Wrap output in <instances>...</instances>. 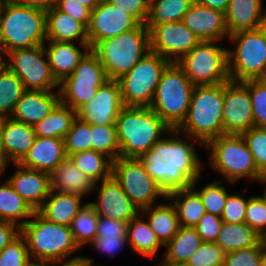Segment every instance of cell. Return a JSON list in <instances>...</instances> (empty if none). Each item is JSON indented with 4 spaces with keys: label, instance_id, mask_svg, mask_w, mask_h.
Returning <instances> with one entry per match:
<instances>
[{
    "label": "cell",
    "instance_id": "6da1fadb",
    "mask_svg": "<svg viewBox=\"0 0 266 266\" xmlns=\"http://www.w3.org/2000/svg\"><path fill=\"white\" fill-rule=\"evenodd\" d=\"M170 134L175 137L164 136L139 157L148 174L166 194L191 187L203 169L194 143L190 142L199 141L186 135L181 138L182 134L177 129H172Z\"/></svg>",
    "mask_w": 266,
    "mask_h": 266
},
{
    "label": "cell",
    "instance_id": "7a4b0ae2",
    "mask_svg": "<svg viewBox=\"0 0 266 266\" xmlns=\"http://www.w3.org/2000/svg\"><path fill=\"white\" fill-rule=\"evenodd\" d=\"M45 41L46 10L15 0H0V60L8 52Z\"/></svg>",
    "mask_w": 266,
    "mask_h": 266
},
{
    "label": "cell",
    "instance_id": "3957f363",
    "mask_svg": "<svg viewBox=\"0 0 266 266\" xmlns=\"http://www.w3.org/2000/svg\"><path fill=\"white\" fill-rule=\"evenodd\" d=\"M115 124L120 157L125 158L142 157L172 130L150 107L124 106Z\"/></svg>",
    "mask_w": 266,
    "mask_h": 266
},
{
    "label": "cell",
    "instance_id": "277c9868",
    "mask_svg": "<svg viewBox=\"0 0 266 266\" xmlns=\"http://www.w3.org/2000/svg\"><path fill=\"white\" fill-rule=\"evenodd\" d=\"M224 83L194 86L185 120L177 130L204 146L223 135Z\"/></svg>",
    "mask_w": 266,
    "mask_h": 266
},
{
    "label": "cell",
    "instance_id": "5b68a950",
    "mask_svg": "<svg viewBox=\"0 0 266 266\" xmlns=\"http://www.w3.org/2000/svg\"><path fill=\"white\" fill-rule=\"evenodd\" d=\"M30 258L51 263L68 259L79 250L70 226L48 221L37 211L21 228Z\"/></svg>",
    "mask_w": 266,
    "mask_h": 266
},
{
    "label": "cell",
    "instance_id": "8992f818",
    "mask_svg": "<svg viewBox=\"0 0 266 266\" xmlns=\"http://www.w3.org/2000/svg\"><path fill=\"white\" fill-rule=\"evenodd\" d=\"M92 51L99 57L109 80L128 73L149 51L150 32L144 24L100 41Z\"/></svg>",
    "mask_w": 266,
    "mask_h": 266
},
{
    "label": "cell",
    "instance_id": "52a82bcc",
    "mask_svg": "<svg viewBox=\"0 0 266 266\" xmlns=\"http://www.w3.org/2000/svg\"><path fill=\"white\" fill-rule=\"evenodd\" d=\"M194 85L183 69L171 62L163 71L149 106L171 128L177 129L185 120Z\"/></svg>",
    "mask_w": 266,
    "mask_h": 266
},
{
    "label": "cell",
    "instance_id": "ba28073f",
    "mask_svg": "<svg viewBox=\"0 0 266 266\" xmlns=\"http://www.w3.org/2000/svg\"><path fill=\"white\" fill-rule=\"evenodd\" d=\"M204 149L210 151L209 165L230 184L241 178L258 181L262 177L242 135H220L210 140Z\"/></svg>",
    "mask_w": 266,
    "mask_h": 266
},
{
    "label": "cell",
    "instance_id": "9c48e42d",
    "mask_svg": "<svg viewBox=\"0 0 266 266\" xmlns=\"http://www.w3.org/2000/svg\"><path fill=\"white\" fill-rule=\"evenodd\" d=\"M234 48L228 49L230 81L266 79V25L229 35Z\"/></svg>",
    "mask_w": 266,
    "mask_h": 266
},
{
    "label": "cell",
    "instance_id": "30bf717a",
    "mask_svg": "<svg viewBox=\"0 0 266 266\" xmlns=\"http://www.w3.org/2000/svg\"><path fill=\"white\" fill-rule=\"evenodd\" d=\"M171 62L149 51L128 73L117 81L124 106L149 107L161 75Z\"/></svg>",
    "mask_w": 266,
    "mask_h": 266
},
{
    "label": "cell",
    "instance_id": "8fae6325",
    "mask_svg": "<svg viewBox=\"0 0 266 266\" xmlns=\"http://www.w3.org/2000/svg\"><path fill=\"white\" fill-rule=\"evenodd\" d=\"M177 64L194 86L218 85L230 80L228 49L216 41H201Z\"/></svg>",
    "mask_w": 266,
    "mask_h": 266
},
{
    "label": "cell",
    "instance_id": "7c38bea8",
    "mask_svg": "<svg viewBox=\"0 0 266 266\" xmlns=\"http://www.w3.org/2000/svg\"><path fill=\"white\" fill-rule=\"evenodd\" d=\"M108 80L99 57L90 50L74 71L59 83L61 103L77 112Z\"/></svg>",
    "mask_w": 266,
    "mask_h": 266
},
{
    "label": "cell",
    "instance_id": "4fadbf2b",
    "mask_svg": "<svg viewBox=\"0 0 266 266\" xmlns=\"http://www.w3.org/2000/svg\"><path fill=\"white\" fill-rule=\"evenodd\" d=\"M112 176L140 211L156 205L158 197L167 200V194L148 174L139 158L119 157L112 161Z\"/></svg>",
    "mask_w": 266,
    "mask_h": 266
},
{
    "label": "cell",
    "instance_id": "5bb4252c",
    "mask_svg": "<svg viewBox=\"0 0 266 266\" xmlns=\"http://www.w3.org/2000/svg\"><path fill=\"white\" fill-rule=\"evenodd\" d=\"M7 57V58H5ZM44 45L8 52L0 62L17 75L26 90L52 91L59 87L53 76Z\"/></svg>",
    "mask_w": 266,
    "mask_h": 266
},
{
    "label": "cell",
    "instance_id": "9a60e30c",
    "mask_svg": "<svg viewBox=\"0 0 266 266\" xmlns=\"http://www.w3.org/2000/svg\"><path fill=\"white\" fill-rule=\"evenodd\" d=\"M149 32L150 51L173 63H177L201 42L182 21L157 24Z\"/></svg>",
    "mask_w": 266,
    "mask_h": 266
},
{
    "label": "cell",
    "instance_id": "2e32d148",
    "mask_svg": "<svg viewBox=\"0 0 266 266\" xmlns=\"http://www.w3.org/2000/svg\"><path fill=\"white\" fill-rule=\"evenodd\" d=\"M254 127L248 81L224 83L223 135H241Z\"/></svg>",
    "mask_w": 266,
    "mask_h": 266
},
{
    "label": "cell",
    "instance_id": "e0dca14e",
    "mask_svg": "<svg viewBox=\"0 0 266 266\" xmlns=\"http://www.w3.org/2000/svg\"><path fill=\"white\" fill-rule=\"evenodd\" d=\"M139 23L117 5L107 0H100L91 11L90 23L87 28L91 50L102 40L114 38L123 32L135 29Z\"/></svg>",
    "mask_w": 266,
    "mask_h": 266
},
{
    "label": "cell",
    "instance_id": "ac0fdd59",
    "mask_svg": "<svg viewBox=\"0 0 266 266\" xmlns=\"http://www.w3.org/2000/svg\"><path fill=\"white\" fill-rule=\"evenodd\" d=\"M124 107L120 85L108 80L98 88L96 95L77 111V117L90 125H116V119Z\"/></svg>",
    "mask_w": 266,
    "mask_h": 266
},
{
    "label": "cell",
    "instance_id": "d6986e66",
    "mask_svg": "<svg viewBox=\"0 0 266 266\" xmlns=\"http://www.w3.org/2000/svg\"><path fill=\"white\" fill-rule=\"evenodd\" d=\"M94 189L98 190L96 202H89L99 217H107L113 220L130 222L135 218L140 210L133 204L123 191L120 183L111 175L94 184Z\"/></svg>",
    "mask_w": 266,
    "mask_h": 266
},
{
    "label": "cell",
    "instance_id": "ffe728a7",
    "mask_svg": "<svg viewBox=\"0 0 266 266\" xmlns=\"http://www.w3.org/2000/svg\"><path fill=\"white\" fill-rule=\"evenodd\" d=\"M182 22L200 41L220 42L229 37L225 13L193 3Z\"/></svg>",
    "mask_w": 266,
    "mask_h": 266
},
{
    "label": "cell",
    "instance_id": "44dd1931",
    "mask_svg": "<svg viewBox=\"0 0 266 266\" xmlns=\"http://www.w3.org/2000/svg\"><path fill=\"white\" fill-rule=\"evenodd\" d=\"M36 139L33 126L15 121L10 117L0 118V149L9 162L19 163Z\"/></svg>",
    "mask_w": 266,
    "mask_h": 266
},
{
    "label": "cell",
    "instance_id": "7402d4cb",
    "mask_svg": "<svg viewBox=\"0 0 266 266\" xmlns=\"http://www.w3.org/2000/svg\"><path fill=\"white\" fill-rule=\"evenodd\" d=\"M61 102L59 89L57 92L26 90L17 101L11 119L35 126L47 117Z\"/></svg>",
    "mask_w": 266,
    "mask_h": 266
},
{
    "label": "cell",
    "instance_id": "603a6c76",
    "mask_svg": "<svg viewBox=\"0 0 266 266\" xmlns=\"http://www.w3.org/2000/svg\"><path fill=\"white\" fill-rule=\"evenodd\" d=\"M17 170L7 180L22 199L37 211L51 192L49 173L22 167L14 163Z\"/></svg>",
    "mask_w": 266,
    "mask_h": 266
},
{
    "label": "cell",
    "instance_id": "cb8c5ba5",
    "mask_svg": "<svg viewBox=\"0 0 266 266\" xmlns=\"http://www.w3.org/2000/svg\"><path fill=\"white\" fill-rule=\"evenodd\" d=\"M66 158L63 138L36 137L34 144L19 164L28 169L50 173Z\"/></svg>",
    "mask_w": 266,
    "mask_h": 266
},
{
    "label": "cell",
    "instance_id": "d4e9b609",
    "mask_svg": "<svg viewBox=\"0 0 266 266\" xmlns=\"http://www.w3.org/2000/svg\"><path fill=\"white\" fill-rule=\"evenodd\" d=\"M262 0H229L225 21L229 35L266 25Z\"/></svg>",
    "mask_w": 266,
    "mask_h": 266
},
{
    "label": "cell",
    "instance_id": "484cf974",
    "mask_svg": "<svg viewBox=\"0 0 266 266\" xmlns=\"http://www.w3.org/2000/svg\"><path fill=\"white\" fill-rule=\"evenodd\" d=\"M43 45L51 72L59 83L74 71L91 50L89 45L78 48L74 42L48 41V48H45V43Z\"/></svg>",
    "mask_w": 266,
    "mask_h": 266
},
{
    "label": "cell",
    "instance_id": "4316f807",
    "mask_svg": "<svg viewBox=\"0 0 266 266\" xmlns=\"http://www.w3.org/2000/svg\"><path fill=\"white\" fill-rule=\"evenodd\" d=\"M46 40L89 45L87 28L55 6L46 10Z\"/></svg>",
    "mask_w": 266,
    "mask_h": 266
},
{
    "label": "cell",
    "instance_id": "83f0119b",
    "mask_svg": "<svg viewBox=\"0 0 266 266\" xmlns=\"http://www.w3.org/2000/svg\"><path fill=\"white\" fill-rule=\"evenodd\" d=\"M51 191L76 194L81 197L94 190V183L67 157L49 173Z\"/></svg>",
    "mask_w": 266,
    "mask_h": 266
},
{
    "label": "cell",
    "instance_id": "f1b7e54d",
    "mask_svg": "<svg viewBox=\"0 0 266 266\" xmlns=\"http://www.w3.org/2000/svg\"><path fill=\"white\" fill-rule=\"evenodd\" d=\"M81 202L79 195L51 191L37 212L48 221L70 226L83 207Z\"/></svg>",
    "mask_w": 266,
    "mask_h": 266
},
{
    "label": "cell",
    "instance_id": "f546056e",
    "mask_svg": "<svg viewBox=\"0 0 266 266\" xmlns=\"http://www.w3.org/2000/svg\"><path fill=\"white\" fill-rule=\"evenodd\" d=\"M199 178L186 189H178L167 194V200L171 201L177 211L179 225L194 228L200 219L206 214L202 199L195 191ZM197 183V184H196Z\"/></svg>",
    "mask_w": 266,
    "mask_h": 266
},
{
    "label": "cell",
    "instance_id": "4dcf8cb0",
    "mask_svg": "<svg viewBox=\"0 0 266 266\" xmlns=\"http://www.w3.org/2000/svg\"><path fill=\"white\" fill-rule=\"evenodd\" d=\"M127 229L128 222L99 217L96 238L89 244L98 253L114 256L128 244Z\"/></svg>",
    "mask_w": 266,
    "mask_h": 266
},
{
    "label": "cell",
    "instance_id": "1f68e13d",
    "mask_svg": "<svg viewBox=\"0 0 266 266\" xmlns=\"http://www.w3.org/2000/svg\"><path fill=\"white\" fill-rule=\"evenodd\" d=\"M195 228L180 226L178 232L164 246L163 261L157 266H180L186 264L189 257L202 244Z\"/></svg>",
    "mask_w": 266,
    "mask_h": 266
},
{
    "label": "cell",
    "instance_id": "d6a6232c",
    "mask_svg": "<svg viewBox=\"0 0 266 266\" xmlns=\"http://www.w3.org/2000/svg\"><path fill=\"white\" fill-rule=\"evenodd\" d=\"M167 204L153 205L140 211L143 217H148L147 221L151 229L164 246L173 238L180 227L174 205L171 202Z\"/></svg>",
    "mask_w": 266,
    "mask_h": 266
},
{
    "label": "cell",
    "instance_id": "836d02e7",
    "mask_svg": "<svg viewBox=\"0 0 266 266\" xmlns=\"http://www.w3.org/2000/svg\"><path fill=\"white\" fill-rule=\"evenodd\" d=\"M143 219V215L139 213L128 223V244L134 253L153 259L158 254L159 247H164V245L159 241L148 221Z\"/></svg>",
    "mask_w": 266,
    "mask_h": 266
},
{
    "label": "cell",
    "instance_id": "e575fe53",
    "mask_svg": "<svg viewBox=\"0 0 266 266\" xmlns=\"http://www.w3.org/2000/svg\"><path fill=\"white\" fill-rule=\"evenodd\" d=\"M260 234L246 223L230 224L223 222L216 244L225 252L258 246Z\"/></svg>",
    "mask_w": 266,
    "mask_h": 266
},
{
    "label": "cell",
    "instance_id": "d590c367",
    "mask_svg": "<svg viewBox=\"0 0 266 266\" xmlns=\"http://www.w3.org/2000/svg\"><path fill=\"white\" fill-rule=\"evenodd\" d=\"M1 184V183H0ZM35 210L13 190L6 179L0 185V220L15 223L20 228L31 218ZM20 220V221H18Z\"/></svg>",
    "mask_w": 266,
    "mask_h": 266
},
{
    "label": "cell",
    "instance_id": "8d00e7d4",
    "mask_svg": "<svg viewBox=\"0 0 266 266\" xmlns=\"http://www.w3.org/2000/svg\"><path fill=\"white\" fill-rule=\"evenodd\" d=\"M76 117L75 110L60 102L47 117L34 126L36 137L64 139Z\"/></svg>",
    "mask_w": 266,
    "mask_h": 266
},
{
    "label": "cell",
    "instance_id": "74e56055",
    "mask_svg": "<svg viewBox=\"0 0 266 266\" xmlns=\"http://www.w3.org/2000/svg\"><path fill=\"white\" fill-rule=\"evenodd\" d=\"M69 158L94 184L112 175V160L101 152L86 150L70 155Z\"/></svg>",
    "mask_w": 266,
    "mask_h": 266
},
{
    "label": "cell",
    "instance_id": "f35d334b",
    "mask_svg": "<svg viewBox=\"0 0 266 266\" xmlns=\"http://www.w3.org/2000/svg\"><path fill=\"white\" fill-rule=\"evenodd\" d=\"M194 0H150V11L145 26L150 31L155 25L182 21Z\"/></svg>",
    "mask_w": 266,
    "mask_h": 266
},
{
    "label": "cell",
    "instance_id": "ab89813d",
    "mask_svg": "<svg viewBox=\"0 0 266 266\" xmlns=\"http://www.w3.org/2000/svg\"><path fill=\"white\" fill-rule=\"evenodd\" d=\"M25 91L17 75L0 62V118L11 116Z\"/></svg>",
    "mask_w": 266,
    "mask_h": 266
},
{
    "label": "cell",
    "instance_id": "60d3db41",
    "mask_svg": "<svg viewBox=\"0 0 266 266\" xmlns=\"http://www.w3.org/2000/svg\"><path fill=\"white\" fill-rule=\"evenodd\" d=\"M98 218L93 206L85 203L73 219L70 229L80 249L96 238Z\"/></svg>",
    "mask_w": 266,
    "mask_h": 266
},
{
    "label": "cell",
    "instance_id": "b9f144b4",
    "mask_svg": "<svg viewBox=\"0 0 266 266\" xmlns=\"http://www.w3.org/2000/svg\"><path fill=\"white\" fill-rule=\"evenodd\" d=\"M91 150L105 154L112 161L120 157L116 125H91Z\"/></svg>",
    "mask_w": 266,
    "mask_h": 266
},
{
    "label": "cell",
    "instance_id": "7bdbcfd3",
    "mask_svg": "<svg viewBox=\"0 0 266 266\" xmlns=\"http://www.w3.org/2000/svg\"><path fill=\"white\" fill-rule=\"evenodd\" d=\"M64 145L67 157L78 152L91 150V125L76 117L64 137Z\"/></svg>",
    "mask_w": 266,
    "mask_h": 266
},
{
    "label": "cell",
    "instance_id": "ee69618b",
    "mask_svg": "<svg viewBox=\"0 0 266 266\" xmlns=\"http://www.w3.org/2000/svg\"><path fill=\"white\" fill-rule=\"evenodd\" d=\"M223 181L209 182L202 189L195 190L201 197L206 213L221 217L227 197L230 193L221 185Z\"/></svg>",
    "mask_w": 266,
    "mask_h": 266
},
{
    "label": "cell",
    "instance_id": "f6af8a7d",
    "mask_svg": "<svg viewBox=\"0 0 266 266\" xmlns=\"http://www.w3.org/2000/svg\"><path fill=\"white\" fill-rule=\"evenodd\" d=\"M241 135L253 155L258 172L266 176V128L254 126Z\"/></svg>",
    "mask_w": 266,
    "mask_h": 266
},
{
    "label": "cell",
    "instance_id": "bcb514c9",
    "mask_svg": "<svg viewBox=\"0 0 266 266\" xmlns=\"http://www.w3.org/2000/svg\"><path fill=\"white\" fill-rule=\"evenodd\" d=\"M254 126L266 128V79L248 80Z\"/></svg>",
    "mask_w": 266,
    "mask_h": 266
},
{
    "label": "cell",
    "instance_id": "7dc6e473",
    "mask_svg": "<svg viewBox=\"0 0 266 266\" xmlns=\"http://www.w3.org/2000/svg\"><path fill=\"white\" fill-rule=\"evenodd\" d=\"M225 252L216 244L202 242L198 249L189 257L187 266H223Z\"/></svg>",
    "mask_w": 266,
    "mask_h": 266
},
{
    "label": "cell",
    "instance_id": "c3c4849f",
    "mask_svg": "<svg viewBox=\"0 0 266 266\" xmlns=\"http://www.w3.org/2000/svg\"><path fill=\"white\" fill-rule=\"evenodd\" d=\"M29 259L27 242L21 233L0 252V266H24Z\"/></svg>",
    "mask_w": 266,
    "mask_h": 266
},
{
    "label": "cell",
    "instance_id": "681fc988",
    "mask_svg": "<svg viewBox=\"0 0 266 266\" xmlns=\"http://www.w3.org/2000/svg\"><path fill=\"white\" fill-rule=\"evenodd\" d=\"M245 223L260 235L266 231V205L260 196L248 198Z\"/></svg>",
    "mask_w": 266,
    "mask_h": 266
},
{
    "label": "cell",
    "instance_id": "f907efd6",
    "mask_svg": "<svg viewBox=\"0 0 266 266\" xmlns=\"http://www.w3.org/2000/svg\"><path fill=\"white\" fill-rule=\"evenodd\" d=\"M248 198L240 194H229L225 207L221 214V219L225 223L239 224L245 223V214Z\"/></svg>",
    "mask_w": 266,
    "mask_h": 266
},
{
    "label": "cell",
    "instance_id": "816d5d0a",
    "mask_svg": "<svg viewBox=\"0 0 266 266\" xmlns=\"http://www.w3.org/2000/svg\"><path fill=\"white\" fill-rule=\"evenodd\" d=\"M262 244L225 253L223 266H260Z\"/></svg>",
    "mask_w": 266,
    "mask_h": 266
},
{
    "label": "cell",
    "instance_id": "f5cc1de1",
    "mask_svg": "<svg viewBox=\"0 0 266 266\" xmlns=\"http://www.w3.org/2000/svg\"><path fill=\"white\" fill-rule=\"evenodd\" d=\"M112 5H117L123 12L132 16L139 24L147 22L150 11V0H107Z\"/></svg>",
    "mask_w": 266,
    "mask_h": 266
},
{
    "label": "cell",
    "instance_id": "db71d44e",
    "mask_svg": "<svg viewBox=\"0 0 266 266\" xmlns=\"http://www.w3.org/2000/svg\"><path fill=\"white\" fill-rule=\"evenodd\" d=\"M222 225L221 217L206 213L194 228L203 242L216 243Z\"/></svg>",
    "mask_w": 266,
    "mask_h": 266
},
{
    "label": "cell",
    "instance_id": "11a10c76",
    "mask_svg": "<svg viewBox=\"0 0 266 266\" xmlns=\"http://www.w3.org/2000/svg\"><path fill=\"white\" fill-rule=\"evenodd\" d=\"M55 7L88 28L91 10L81 5L77 0H57Z\"/></svg>",
    "mask_w": 266,
    "mask_h": 266
},
{
    "label": "cell",
    "instance_id": "9f6ffc18",
    "mask_svg": "<svg viewBox=\"0 0 266 266\" xmlns=\"http://www.w3.org/2000/svg\"><path fill=\"white\" fill-rule=\"evenodd\" d=\"M19 234L20 227L18 225L0 220V252Z\"/></svg>",
    "mask_w": 266,
    "mask_h": 266
},
{
    "label": "cell",
    "instance_id": "6f0895ef",
    "mask_svg": "<svg viewBox=\"0 0 266 266\" xmlns=\"http://www.w3.org/2000/svg\"><path fill=\"white\" fill-rule=\"evenodd\" d=\"M92 261L93 260L89 257L76 255L72 258L70 257L68 259H63L61 261L53 262L52 266H90L94 265Z\"/></svg>",
    "mask_w": 266,
    "mask_h": 266
},
{
    "label": "cell",
    "instance_id": "680465c9",
    "mask_svg": "<svg viewBox=\"0 0 266 266\" xmlns=\"http://www.w3.org/2000/svg\"><path fill=\"white\" fill-rule=\"evenodd\" d=\"M194 2L223 13H226L229 6V0H194Z\"/></svg>",
    "mask_w": 266,
    "mask_h": 266
},
{
    "label": "cell",
    "instance_id": "91938a15",
    "mask_svg": "<svg viewBox=\"0 0 266 266\" xmlns=\"http://www.w3.org/2000/svg\"><path fill=\"white\" fill-rule=\"evenodd\" d=\"M22 4H27L32 7H38L44 10H48L56 5L57 0H15Z\"/></svg>",
    "mask_w": 266,
    "mask_h": 266
},
{
    "label": "cell",
    "instance_id": "94428289",
    "mask_svg": "<svg viewBox=\"0 0 266 266\" xmlns=\"http://www.w3.org/2000/svg\"><path fill=\"white\" fill-rule=\"evenodd\" d=\"M24 266H52V263L46 260L30 258Z\"/></svg>",
    "mask_w": 266,
    "mask_h": 266
},
{
    "label": "cell",
    "instance_id": "6125c7cd",
    "mask_svg": "<svg viewBox=\"0 0 266 266\" xmlns=\"http://www.w3.org/2000/svg\"><path fill=\"white\" fill-rule=\"evenodd\" d=\"M81 5L89 8L91 11L99 4L100 0H77Z\"/></svg>",
    "mask_w": 266,
    "mask_h": 266
},
{
    "label": "cell",
    "instance_id": "be15d7a7",
    "mask_svg": "<svg viewBox=\"0 0 266 266\" xmlns=\"http://www.w3.org/2000/svg\"><path fill=\"white\" fill-rule=\"evenodd\" d=\"M7 163H10L7 158L0 152V177H2V174L4 171H6V168L8 166ZM7 165V166H6Z\"/></svg>",
    "mask_w": 266,
    "mask_h": 266
},
{
    "label": "cell",
    "instance_id": "e7e4bbea",
    "mask_svg": "<svg viewBox=\"0 0 266 266\" xmlns=\"http://www.w3.org/2000/svg\"><path fill=\"white\" fill-rule=\"evenodd\" d=\"M258 181L266 185V176H262ZM260 198L263 200V202L266 205V186L264 188V194L260 196Z\"/></svg>",
    "mask_w": 266,
    "mask_h": 266
},
{
    "label": "cell",
    "instance_id": "03108f58",
    "mask_svg": "<svg viewBox=\"0 0 266 266\" xmlns=\"http://www.w3.org/2000/svg\"><path fill=\"white\" fill-rule=\"evenodd\" d=\"M260 266H266V249L262 247Z\"/></svg>",
    "mask_w": 266,
    "mask_h": 266
},
{
    "label": "cell",
    "instance_id": "003e7915",
    "mask_svg": "<svg viewBox=\"0 0 266 266\" xmlns=\"http://www.w3.org/2000/svg\"><path fill=\"white\" fill-rule=\"evenodd\" d=\"M260 242L262 247L266 249V231L260 236Z\"/></svg>",
    "mask_w": 266,
    "mask_h": 266
}]
</instances>
